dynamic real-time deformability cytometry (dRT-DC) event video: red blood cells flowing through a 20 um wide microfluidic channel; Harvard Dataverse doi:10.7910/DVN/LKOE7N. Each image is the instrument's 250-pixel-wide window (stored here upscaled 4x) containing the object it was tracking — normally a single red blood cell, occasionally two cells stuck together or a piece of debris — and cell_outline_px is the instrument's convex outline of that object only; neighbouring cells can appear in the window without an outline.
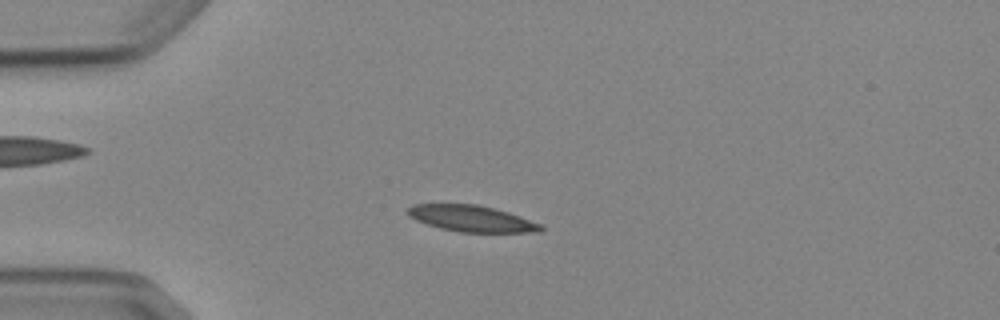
{"species": "Egyptian fruit bat (a non-hibernating species)", "species_latin": "Rousettus aegyptiacus", "temperature_condition": "cold", "stored_images_in_passage": 4, "camera_frame_rate_fps": 3000, "um_per_image_px": 0.085, "animal": {"sex": "female"}, "frame": {"image": 1, "passage_image": 3, "time_ms": 2.333, "image_size_px": [1000, 320], "cell_outline_px": [[544, 228], [540, 232], [460, 232], [440, 228], [416, 220], [408, 216], [408, 208], [412, 204], [476, 204], [508, 212], [544, 224]], "centroid_in_image_um": [40.12, 18.58], "position_along_channel_um": 44.9, "area_um2": 20.35}}